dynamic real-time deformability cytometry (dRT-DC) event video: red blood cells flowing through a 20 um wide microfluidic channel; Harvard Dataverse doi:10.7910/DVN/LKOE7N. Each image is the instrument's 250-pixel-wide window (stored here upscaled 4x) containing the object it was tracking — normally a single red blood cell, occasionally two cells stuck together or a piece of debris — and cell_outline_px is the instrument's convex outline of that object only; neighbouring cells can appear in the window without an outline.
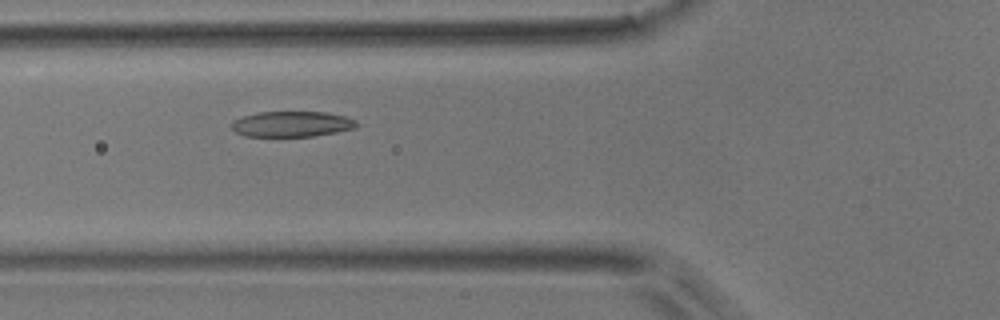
{"species": "common noctule bat (a hibernating species)", "species_latin": "Nyctalus noctula", "temperature_condition": "room temperature", "stored_images_in_passage": 8, "camera_frame_rate_fps": 3000, "um_per_image_px": 0.085, "animal": {"sex": "male", "body_mass_g": 17.9}, "frame": {"image": 1, "passage_image": 5, "time_ms": 4.667, "image_size_px": [1000, 320], "cell_outline_px": [[360, 124], [356, 128], [336, 132], [312, 136], [244, 136], [236, 132], [228, 124], [232, 120], [240, 116], [260, 112], [324, 112], [344, 116], [356, 120]], "centroid_in_image_um": [24.77, 10.54], "position_along_channel_um": 101.0, "area_um2": 18.79}}
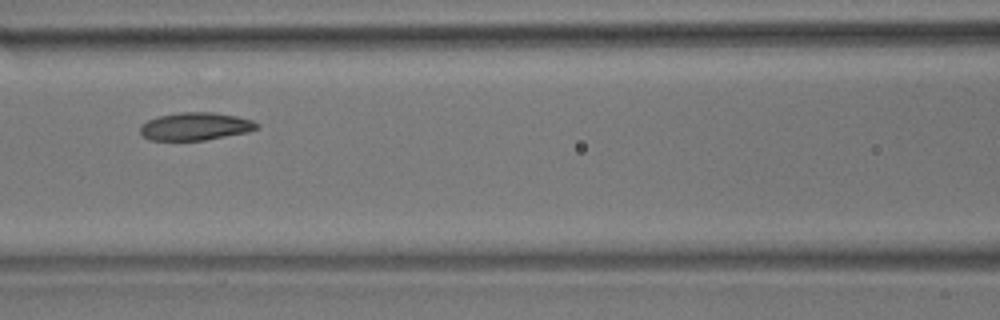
{"frame": {"image": 2, "passage_image": 6, "time_ms": 6.0, "image_size_px": [1000, 320], "cell_outline_px": [[260, 128], [248, 132], [204, 140], [148, 140], [140, 132], [140, 124], [156, 116], [180, 112], [212, 112], [236, 116], [252, 120], [260, 124]], "centroid_in_image_um": [16.61, 10.74], "position_along_channel_um": 150.0, "area_um2": 19.02}}
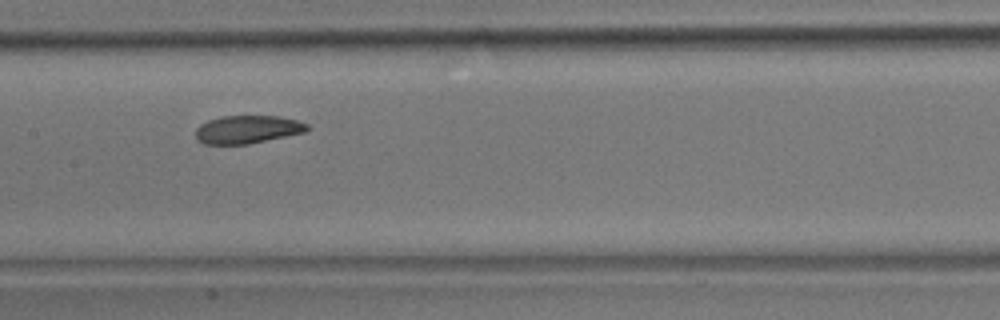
{"frame": {"image": 3, "passage_image": 7, "time_ms": 7.0, "image_size_px": [1000, 320], "cell_outline_px": [[312, 128], [308, 132], [248, 144], [204, 144], [196, 140], [196, 128], [200, 124], [208, 120], [220, 116], [280, 116], [296, 120], [308, 124]], "centroid_in_image_um": [21.07, 11.0], "position_along_channel_um": 186.3, "area_um2": 18.5}}